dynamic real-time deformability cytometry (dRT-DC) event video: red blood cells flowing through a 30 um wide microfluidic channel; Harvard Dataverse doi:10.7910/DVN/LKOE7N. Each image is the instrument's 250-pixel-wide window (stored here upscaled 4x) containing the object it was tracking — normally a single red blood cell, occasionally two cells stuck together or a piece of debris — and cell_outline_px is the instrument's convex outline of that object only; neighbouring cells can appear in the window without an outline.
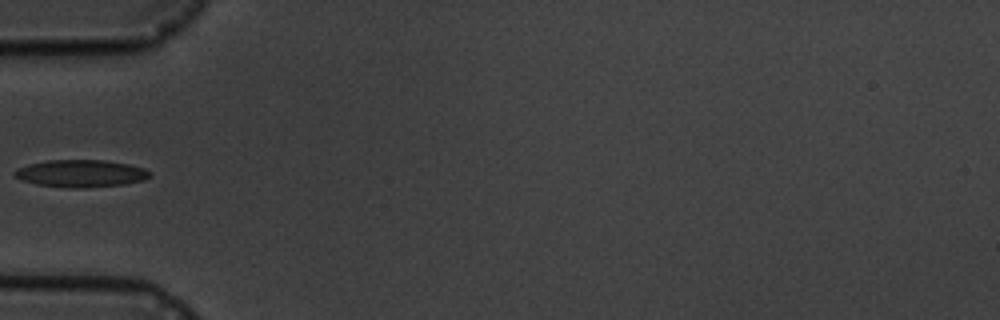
{"species": "common noctule bat (a hibernating species)", "species_latin": "Nyctalus noctula", "temperature_condition": "cold", "stored_images_in_passage": 3, "camera_frame_rate_fps": 3000, "um_per_image_px": 0.085, "animal": {"sex": "male", "body_mass_g": 19.5, "forearm_length_mm": 54.6}, "frame": {"image": 1, "passage_image": 3, "time_ms": 3.333, "image_size_px": [1000, 320], "cell_outline_px": [[152, 176], [144, 180], [124, 184], [84, 188], [68, 188], [36, 184], [20, 180], [12, 172], [16, 168], [28, 164], [48, 160], [104, 160], [128, 164], [144, 168], [152, 172]], "centroid_in_image_um": [6.87, 14.74], "position_along_channel_um": 78.1, "area_um2": 21.73}}